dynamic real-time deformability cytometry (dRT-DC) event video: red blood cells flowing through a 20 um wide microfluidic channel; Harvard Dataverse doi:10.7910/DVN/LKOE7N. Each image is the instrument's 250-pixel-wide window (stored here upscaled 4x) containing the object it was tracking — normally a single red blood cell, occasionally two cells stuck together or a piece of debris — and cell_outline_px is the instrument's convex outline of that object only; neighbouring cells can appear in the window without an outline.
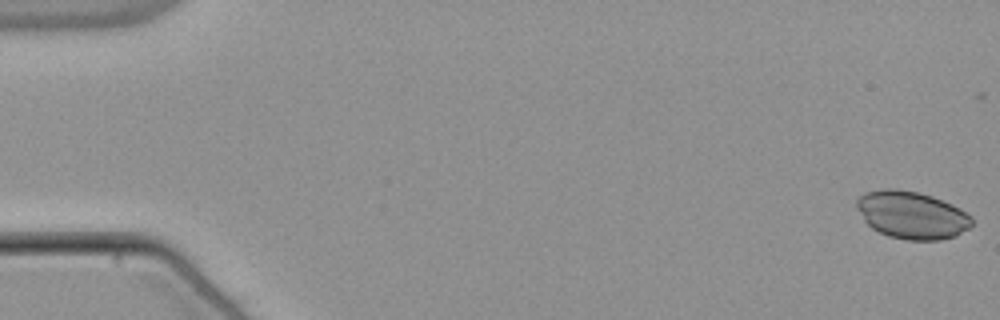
{"species": "common noctule bat (a hibernating species)", "species_latin": "Nyctalus noctula", "temperature_condition": "warm", "stored_images_in_passage": 54, "camera_frame_rate_fps": 3000, "um_per_image_px": 0.085, "animal": {"sex": "male", "body_mass_g": 21.5, "forearm_length_mm": 52.0}, "frame": {"image": 1, "passage_image": 1, "time_ms": 0.0, "image_size_px": [1000, 320], "cell_outline_px": [[972, 224], [968, 228], [956, 236], [940, 240], [908, 240], [888, 236], [872, 228], [864, 220], [856, 208], [856, 200], [864, 192], [884, 188], [896, 188], [916, 192], [932, 196], [952, 204], [960, 208], [972, 216]], "centroid_in_image_um": [77.49, 18.27], "position_along_channel_um": 7.5, "area_um2": 32.02}}
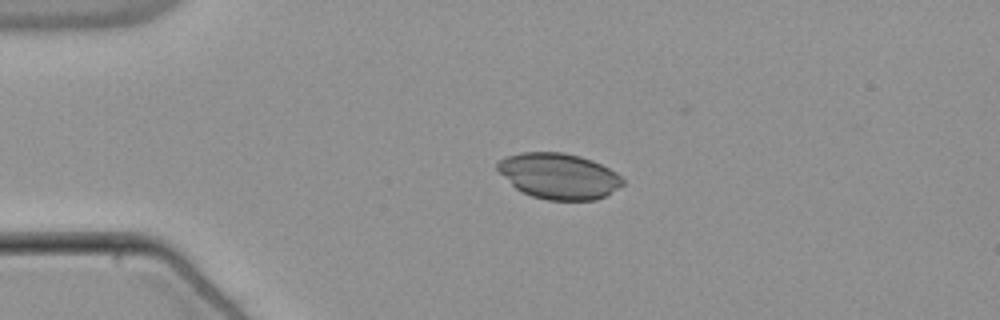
{"frame": {"image": 2, "passage_image": 13, "time_ms": 4.0, "image_size_px": [1000, 320], "cell_outline_px": [[624, 184], [604, 196], [596, 200], [548, 200], [532, 196], [516, 188], [496, 168], [496, 164], [500, 160], [508, 156], [520, 152], [564, 152], [580, 156], [592, 160], [616, 172], [624, 180]], "centroid_in_image_um": [47.51, 14.95], "position_along_channel_um": 37.5, "area_um2": 33.12}}
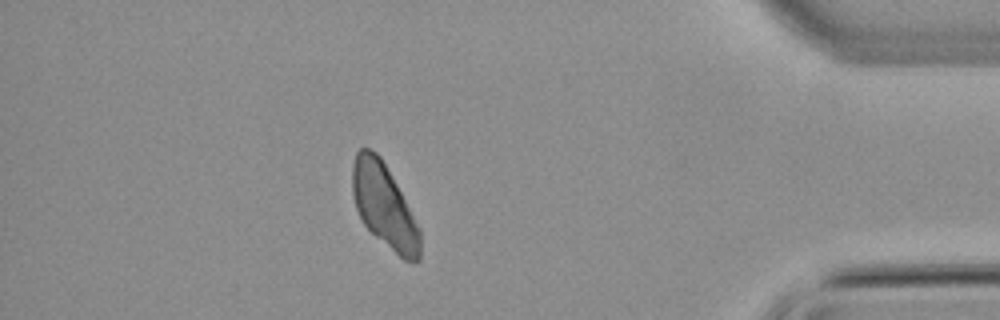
{"frame": {"image": 3, "passage_image": 48, "time_ms": 15.667, "image_size_px": [1000, 320], "cell_outline_px": [[420, 260], [404, 260], [376, 236], [364, 224], [356, 208], [352, 192], [352, 168], [356, 152], [360, 148], [368, 148], [376, 152], [380, 156], [396, 184], [420, 228]], "centroid_in_image_um": [32.64, 17.47], "position_along_channel_um": 402.6, "area_um2": 32.43}}